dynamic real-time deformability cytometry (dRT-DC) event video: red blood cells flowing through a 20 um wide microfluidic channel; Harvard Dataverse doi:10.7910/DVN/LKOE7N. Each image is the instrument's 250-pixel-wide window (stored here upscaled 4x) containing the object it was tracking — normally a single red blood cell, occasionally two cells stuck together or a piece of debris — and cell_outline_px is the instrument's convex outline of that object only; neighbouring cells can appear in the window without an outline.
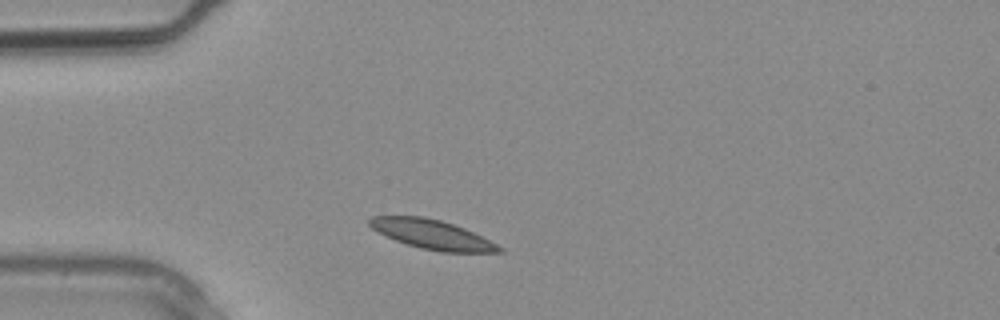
{"species": "common noctule bat (a hibernating species)", "species_latin": "Nyctalus noctula", "temperature_condition": "warm", "stored_images_in_passage": 2, "camera_frame_rate_fps": 3000, "um_per_image_px": 0.085, "animal": {"sex": "male", "body_mass_g": 20.4}, "frame": {"image": 1, "passage_image": 2, "time_ms": 0.333, "image_size_px": [1000, 320], "cell_outline_px": [[504, 252], [440, 252], [420, 248], [396, 240], [372, 228], [368, 224], [368, 220], [372, 216], [424, 216], [440, 220], [464, 228], [504, 248]], "centroid_in_image_um": [36.73, 19.92], "position_along_channel_um": 48.3, "area_um2": 21.79}}